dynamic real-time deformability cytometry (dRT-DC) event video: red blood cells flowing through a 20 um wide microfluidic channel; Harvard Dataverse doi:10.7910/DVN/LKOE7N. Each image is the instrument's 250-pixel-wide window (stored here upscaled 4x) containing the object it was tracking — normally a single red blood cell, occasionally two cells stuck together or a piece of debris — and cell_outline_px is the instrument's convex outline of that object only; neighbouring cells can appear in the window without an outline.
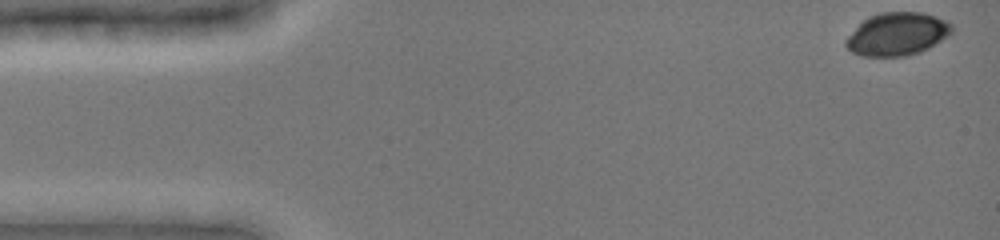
{"species": "common noctule bat (a hibernating species)", "species_latin": "Nyctalus noctula", "temperature_condition": "cold", "stored_images_in_passage": 63, "camera_frame_rate_fps": 3000, "um_per_image_px": 0.085, "animal": {"sex": "female", "body_mass_g": 19.0, "forearm_length_mm": 51.5}, "frame": {"image": 1, "passage_image": 1, "time_ms": 0.0, "image_size_px": [1000, 240], "cell_outline_px": [[952, 32], [948, 36], [928, 48], [920, 52], [908, 56], [860, 56], [852, 52], [844, 44], [844, 40], [868, 16], [880, 12], [924, 12], [936, 16], [952, 24]], "centroid_in_image_um": [76.26, 2.89], "position_along_channel_um": 8.7, "area_um2": 26.53}}
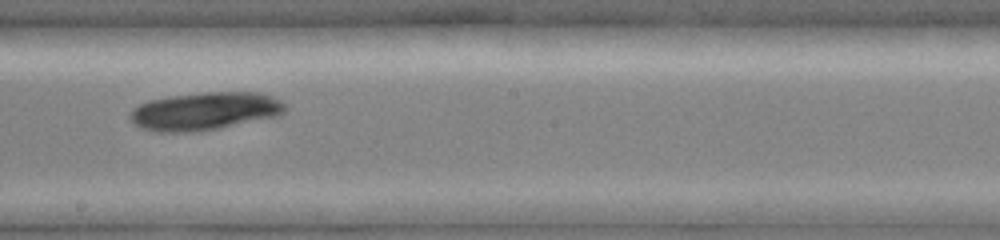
{"frame": {"image": 2, "passage_image": 33, "time_ms": 8.667, "image_size_px": [1000, 240], "cell_outline_px": [[288, 108], [280, 116], [196, 132], [156, 132], [140, 128], [128, 116], [132, 108], [148, 100], [172, 96], [204, 92], [256, 92], [272, 96], [288, 104]], "centroid_in_image_um": [17.43, 9.45], "position_along_channel_um": 230.8, "area_um2": 34.51}}
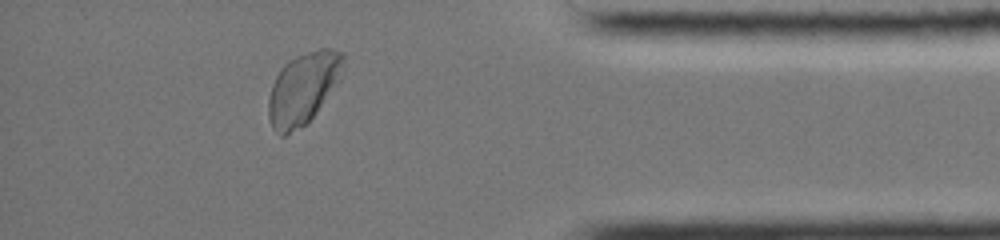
{"frame": {"image": 3, "passage_image": 54, "time_ms": 13.667, "image_size_px": [1000, 240], "cell_outline_px": [[344, 60], [332, 84], [316, 112], [308, 124], [284, 136], [280, 136], [272, 128], [268, 116], [268, 100], [272, 84], [280, 68], [288, 60], [296, 56], [320, 48], [332, 48], [340, 52], [344, 56]], "centroid_in_image_um": [25.66, 7.54], "position_along_channel_um": 409.5, "area_um2": 30.29}}